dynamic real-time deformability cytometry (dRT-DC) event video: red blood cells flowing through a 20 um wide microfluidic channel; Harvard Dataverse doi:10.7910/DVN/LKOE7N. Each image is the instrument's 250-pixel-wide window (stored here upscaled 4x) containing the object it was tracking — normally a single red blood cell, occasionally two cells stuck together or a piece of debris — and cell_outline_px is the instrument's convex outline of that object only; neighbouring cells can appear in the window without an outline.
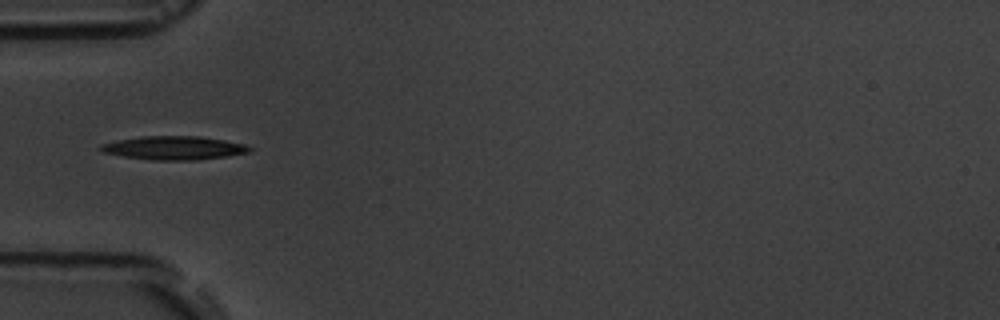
{"species": "common noctule bat (a hibernating species)", "species_latin": "Nyctalus noctula", "temperature_condition": "room temperature", "stored_images_in_passage": 11, "camera_frame_rate_fps": 3000, "um_per_image_px": 0.085, "animal": {"sex": "male", "body_mass_g": 19.5, "forearm_length_mm": 54.6}, "frame": {"image": 1, "passage_image": 1, "time_ms": 0.0, "image_size_px": [1000, 320], "cell_outline_px": [[252, 152], [228, 156], [196, 160], [152, 160], [124, 156], [104, 152], [100, 148], [100, 144], [116, 140], [140, 136], [200, 136], [224, 140], [244, 144], [252, 148]], "centroid_in_image_um": [14.82, 12.57], "position_along_channel_um": 70.2, "area_um2": 20.46}}
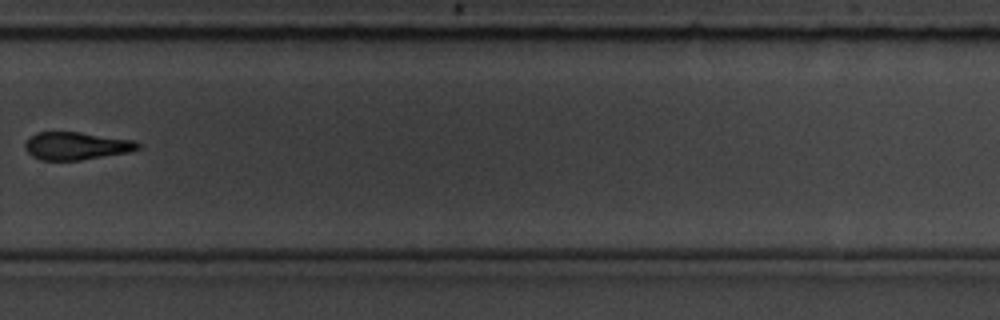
{"frame": {"image": 2, "passage_image": 7, "time_ms": 7.0, "image_size_px": [1000, 320], "cell_outline_px": [[140, 148], [132, 152], [80, 160], [40, 160], [32, 156], [24, 148], [24, 144], [36, 132], [80, 132], [136, 140], [140, 144]], "centroid_in_image_um": [6.53, 12.4], "position_along_channel_um": 323.3, "area_um2": 18.38}}
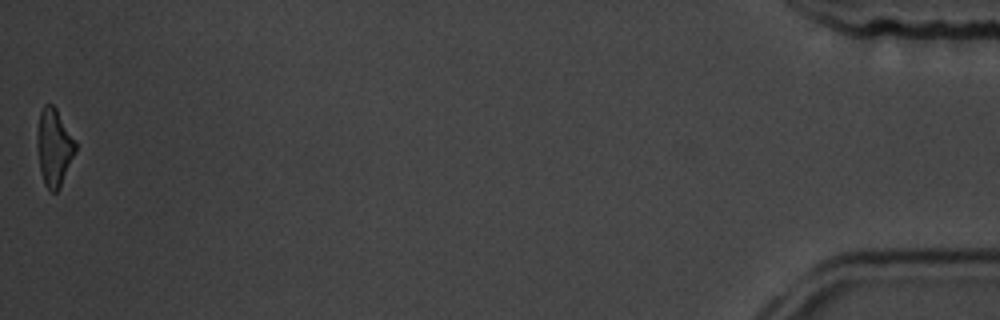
{"frame": {"image": 3, "passage_image": 11, "time_ms": 12.667, "image_size_px": [1000, 320], "cell_outline_px": [[76, 152], [60, 188], [56, 192], [52, 192], [44, 184], [40, 172], [36, 144], [36, 136], [40, 112], [44, 104], [52, 104], [56, 108], [76, 144]], "centroid_in_image_um": [4.57, 12.55], "position_along_channel_um": 430.6, "area_um2": 17.28}, "authors_computed_cell_mechanics": {"area_um2": 19.074, "velocity_mm_per_s": 3.6284, "shape_relaxation_time_tau1_ms": 3.8368, "shape_relaxation_time_tau2_ms": null, "deformation_change_tau1": 0.123, "deformation_change_tau2": null}}